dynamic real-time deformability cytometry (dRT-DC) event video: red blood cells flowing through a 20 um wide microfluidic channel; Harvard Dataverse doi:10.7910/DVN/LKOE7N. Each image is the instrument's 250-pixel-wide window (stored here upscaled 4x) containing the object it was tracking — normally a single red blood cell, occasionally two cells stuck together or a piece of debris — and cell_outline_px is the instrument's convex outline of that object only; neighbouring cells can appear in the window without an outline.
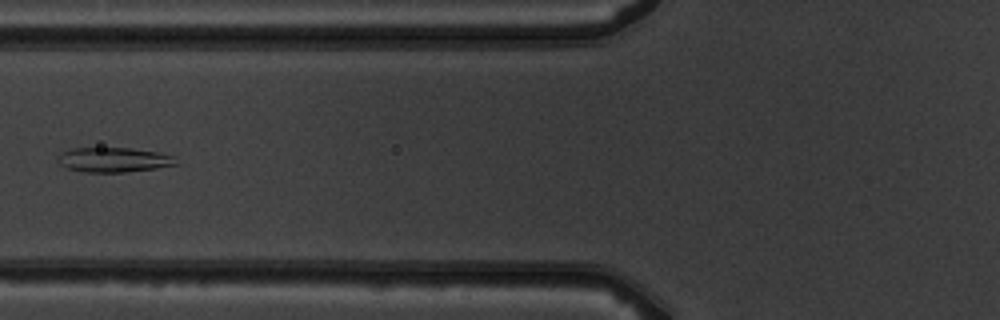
{"species": "common noctule bat (a hibernating species)", "species_latin": "Nyctalus noctula", "temperature_condition": "warm", "stored_images_in_passage": 8, "camera_frame_rate_fps": 3000, "um_per_image_px": 0.085, "animal": {"sex": "male", "body_mass_g": 19.5, "forearm_length_mm": 54.6}, "frame": {"image": 1, "passage_image": 7, "time_ms": 7.0, "image_size_px": [1000, 320], "cell_outline_px": [[180, 164], [156, 168], [124, 172], [84, 172], [68, 168], [60, 164], [56, 156], [60, 152], [72, 148], [132, 148], [156, 152], [172, 156]], "centroid_in_image_um": [9.63, 13.58], "position_along_channel_um": 116.2, "area_um2": 16.99}}